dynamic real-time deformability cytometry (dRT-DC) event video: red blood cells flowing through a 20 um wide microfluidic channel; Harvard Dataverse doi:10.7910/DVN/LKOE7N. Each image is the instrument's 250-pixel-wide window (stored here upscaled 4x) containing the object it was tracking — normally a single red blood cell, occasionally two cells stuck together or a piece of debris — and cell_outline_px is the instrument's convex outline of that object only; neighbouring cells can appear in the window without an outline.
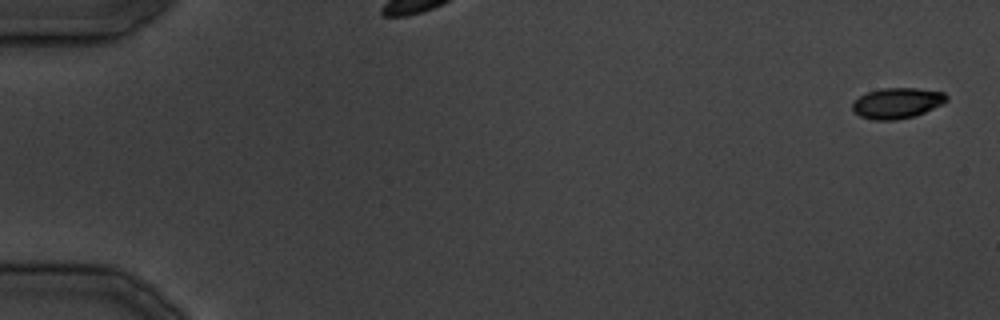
{"species": "common noctule bat (a hibernating species)", "species_latin": "Nyctalus noctula", "temperature_condition": "cold", "stored_images_in_passage": 15, "segment_of_instrument_passage": [1, 2], "camera_frame_rate_fps": 3000, "um_per_image_px": 0.085, "animal": {"sex": "male", "body_mass_g": 19.5, "forearm_length_mm": 54.6}, "frame": {"image": 1, "passage_image": 1, "time_ms": 0.0, "image_size_px": [1000, 320], "cell_outline_px": [[948, 100], [944, 104], [916, 116], [896, 120], [872, 120], [860, 116], [852, 108], [852, 104], [860, 96], [868, 92], [884, 88], [916, 88], [944, 92], [948, 96]], "centroid_in_image_um": [76.31, 8.77], "position_along_channel_um": 8.7, "area_um2": 16.88}}